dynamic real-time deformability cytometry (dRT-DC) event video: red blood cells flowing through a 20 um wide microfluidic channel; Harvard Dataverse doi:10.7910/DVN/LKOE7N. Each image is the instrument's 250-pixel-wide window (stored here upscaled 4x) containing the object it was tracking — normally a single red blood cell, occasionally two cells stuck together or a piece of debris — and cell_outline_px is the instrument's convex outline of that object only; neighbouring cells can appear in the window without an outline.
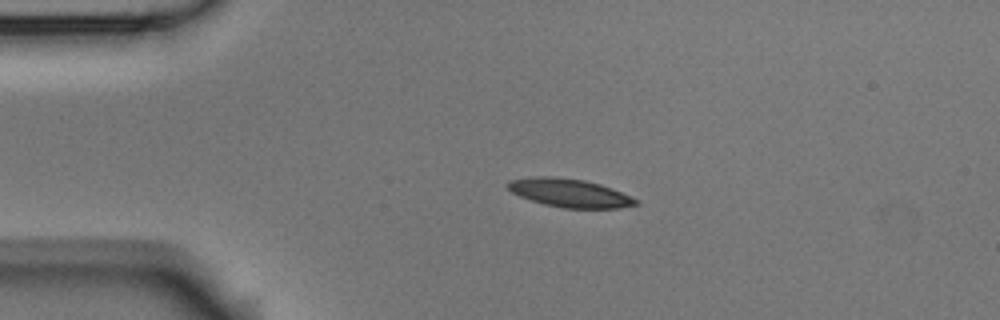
{"species": "Egyptian fruit bat (a non-hibernating species)", "species_latin": "Rousettus aegyptiacus", "temperature_condition": "room temperature", "stored_images_in_passage": 2, "camera_frame_rate_fps": 3000, "um_per_image_px": 0.085, "animal": {"sex": "male"}, "frame": {"image": 1, "passage_image": 1, "time_ms": 0.0, "image_size_px": [1000, 320], "cell_outline_px": [[640, 204], [620, 208], [564, 208], [544, 204], [520, 196], [512, 192], [508, 188], [508, 180], [536, 176], [552, 176], [584, 180], [600, 184], [612, 188], [640, 200]], "centroid_in_image_um": [48.46, 16.4], "position_along_channel_um": 36.5, "area_um2": 21.15}}